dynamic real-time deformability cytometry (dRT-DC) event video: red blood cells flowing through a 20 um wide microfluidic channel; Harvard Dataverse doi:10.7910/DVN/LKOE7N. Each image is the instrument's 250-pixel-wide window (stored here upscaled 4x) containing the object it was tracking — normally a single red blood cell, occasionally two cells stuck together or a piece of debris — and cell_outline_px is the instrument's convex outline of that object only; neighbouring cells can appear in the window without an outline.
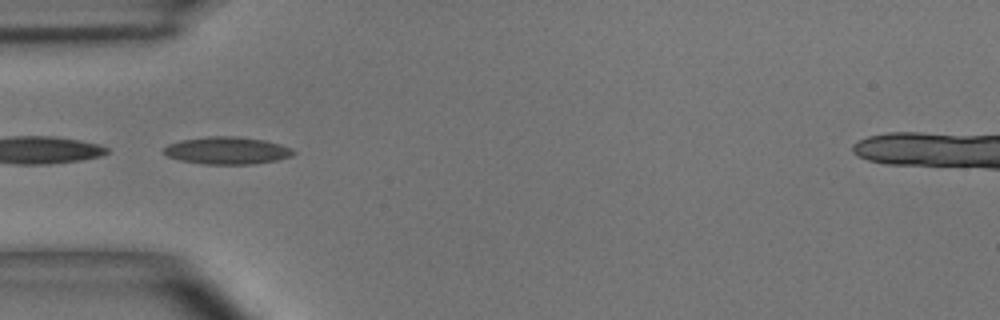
{"species": "common noctule bat (a hibernating species)", "species_latin": "Nyctalus noctula", "temperature_condition": "room temperature", "stored_images_in_passage": 3, "camera_frame_rate_fps": 3000, "um_per_image_px": 0.085, "animal": {"sex": "male", "body_mass_g": 15.6}, "frame": {"image": 1, "passage_image": 1, "time_ms": 0.0, "image_size_px": [1000, 320], "cell_outline_px": [[296, 152], [292, 156], [276, 160], [252, 164], [204, 164], [180, 160], [168, 156], [164, 152], [164, 148], [168, 144], [184, 140], [208, 136], [236, 136], [264, 140], [280, 144], [292, 148]], "centroid_in_image_um": [19.33, 12.79], "position_along_channel_um": 65.7, "area_um2": 20.52}}